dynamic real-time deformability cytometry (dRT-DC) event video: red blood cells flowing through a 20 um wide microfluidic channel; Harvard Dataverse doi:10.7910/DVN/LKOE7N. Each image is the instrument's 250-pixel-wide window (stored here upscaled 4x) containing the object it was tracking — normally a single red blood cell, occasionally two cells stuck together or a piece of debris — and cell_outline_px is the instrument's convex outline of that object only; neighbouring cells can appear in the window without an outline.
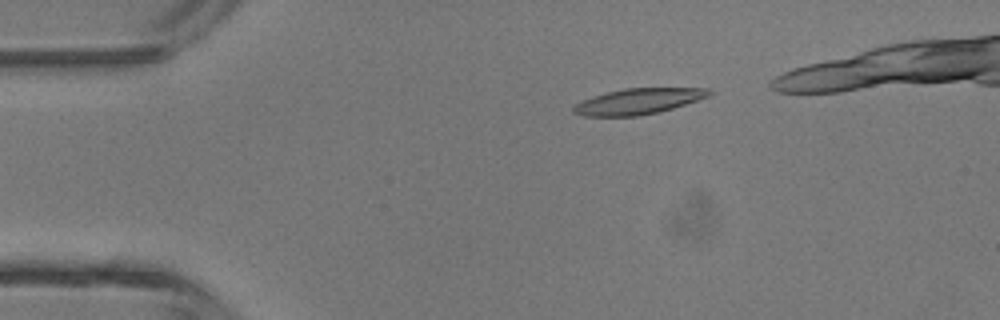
{"species": "common noctule bat (a hibernating species)", "species_latin": "Nyctalus noctula", "temperature_condition": "room temperature", "stored_images_in_passage": 4, "camera_frame_rate_fps": 3000, "um_per_image_px": 0.085, "animal": {"sex": "male", "body_mass_g": 13.3}, "frame": {"image": 1, "passage_image": 2, "time_ms": 0.333, "image_size_px": [1000, 320], "cell_outline_px": [[712, 92], [708, 96], [660, 112], [640, 116], [584, 116], [572, 112], [572, 108], [576, 104], [592, 96], [624, 88], [708, 88]], "centroid_in_image_um": [54.22, 8.62], "position_along_channel_um": 30.8, "area_um2": 20.17}}